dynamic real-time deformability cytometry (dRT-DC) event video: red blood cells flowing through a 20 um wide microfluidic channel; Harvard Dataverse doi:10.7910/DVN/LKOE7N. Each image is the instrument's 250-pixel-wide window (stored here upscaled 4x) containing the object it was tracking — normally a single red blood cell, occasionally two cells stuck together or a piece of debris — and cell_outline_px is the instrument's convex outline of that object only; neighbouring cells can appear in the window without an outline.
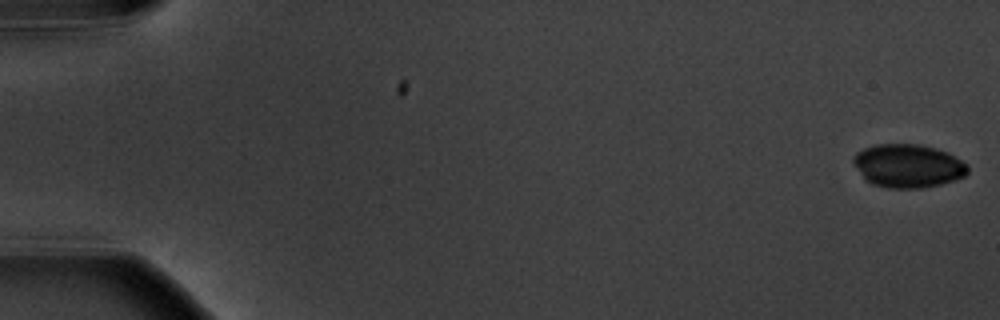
{"species": "common noctule bat (a hibernating species)", "species_latin": "Nyctalus noctula", "temperature_condition": "warm", "stored_images_in_passage": 10, "camera_frame_rate_fps": 3000, "um_per_image_px": 0.085, "animal": {"sex": "male", "body_mass_g": 20.1, "forearm_length_mm": 53.5}, "frame": {"image": 1, "passage_image": 1, "time_ms": 0.0, "image_size_px": [1000, 320], "cell_outline_px": [[968, 172], [964, 176], [956, 180], [940, 184], [920, 188], [888, 188], [872, 184], [864, 176], [852, 160], [856, 152], [864, 148], [876, 144], [916, 144], [936, 148], [948, 152], [968, 164]], "centroid_in_image_um": [77.22, 14.09], "position_along_channel_um": 7.8, "area_um2": 28.78}}
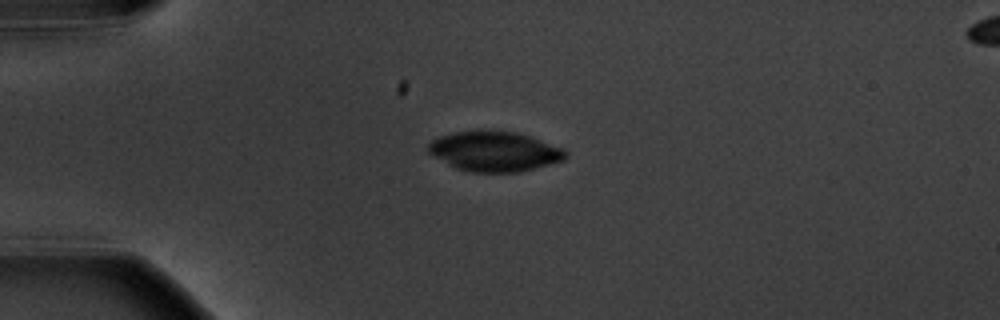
{"frame": {"image": 2, "passage_image": 5, "time_ms": 4.667, "image_size_px": [1000, 320], "cell_outline_px": [[568, 156], [564, 160], [516, 172], [472, 172], [456, 168], [448, 164], [428, 152], [428, 144], [432, 140], [440, 136], [456, 132], [516, 132], [564, 148], [568, 152]], "centroid_in_image_um": [42.05, 12.88], "position_along_channel_um": 43.0, "area_um2": 31.21}}